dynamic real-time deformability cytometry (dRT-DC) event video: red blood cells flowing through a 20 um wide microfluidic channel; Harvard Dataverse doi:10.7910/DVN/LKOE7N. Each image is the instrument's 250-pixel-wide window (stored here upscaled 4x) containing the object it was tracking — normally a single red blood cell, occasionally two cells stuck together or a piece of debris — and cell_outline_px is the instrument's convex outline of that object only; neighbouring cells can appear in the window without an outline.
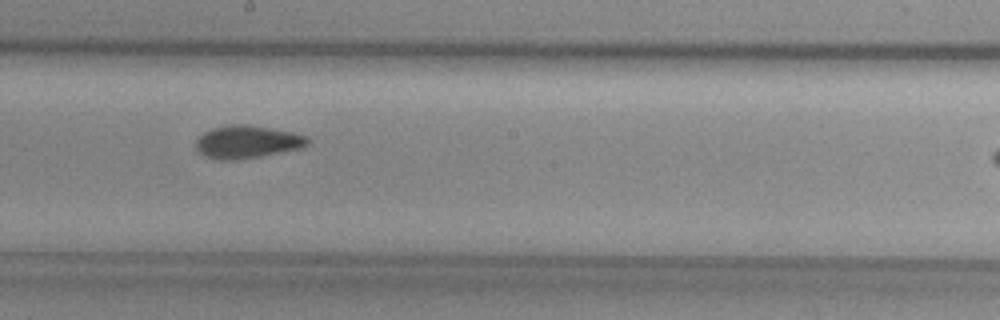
{"species": "common noctule bat (a hibernating species)", "species_latin": "Nyctalus noctula", "temperature_condition": "cold", "stored_images_in_passage": 11, "camera_frame_rate_fps": 3000, "um_per_image_px": 0.085, "animal": {"sex": "female", "body_mass_g": 29.2, "forearm_length_mm": 56.3}, "frame": {"image": 1, "passage_image": 10, "time_ms": 12.0, "image_size_px": [1000, 320], "cell_outline_px": [[308, 144], [304, 148], [260, 156], [236, 160], [216, 160], [204, 156], [196, 148], [196, 140], [204, 132], [212, 128], [228, 124], [244, 124], [292, 132], [308, 136]], "centroid_in_image_um": [21.0, 12.07], "position_along_channel_um": 227.2, "area_um2": 21.39}}